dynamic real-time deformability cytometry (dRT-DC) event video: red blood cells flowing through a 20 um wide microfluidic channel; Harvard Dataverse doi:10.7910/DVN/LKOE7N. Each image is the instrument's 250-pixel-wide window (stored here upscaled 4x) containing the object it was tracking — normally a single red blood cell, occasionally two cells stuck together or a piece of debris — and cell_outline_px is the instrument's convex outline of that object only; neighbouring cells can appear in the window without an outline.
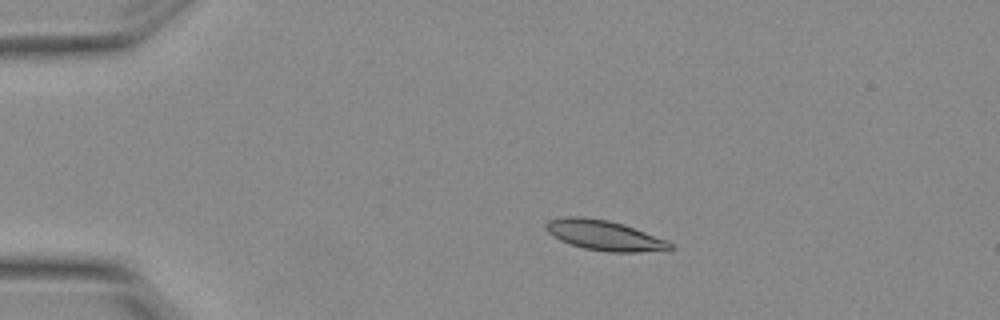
{"species": "Egyptian fruit bat (a non-hibernating species)", "species_latin": "Rousettus aegyptiacus", "temperature_condition": "warm", "stored_images_in_passage": 7, "camera_frame_rate_fps": 3000, "um_per_image_px": 0.085, "animal": {"sex": "female"}, "frame": {"image": 1, "passage_image": 3, "time_ms": 0.667, "image_size_px": [1000, 320], "cell_outline_px": [[676, 248], [636, 252], [608, 252], [584, 248], [560, 240], [552, 236], [544, 228], [544, 224], [548, 220], [564, 216], [584, 216], [608, 220], [624, 224], [668, 240]], "centroid_in_image_um": [51.34, 19.98], "position_along_channel_um": 33.7, "area_um2": 21.91}}
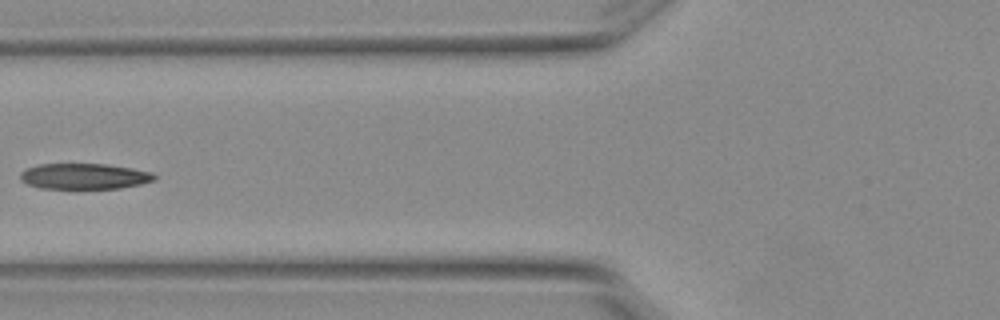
{"frame": {"image": 2, "passage_image": 6, "time_ms": 1.667, "image_size_px": [1000, 320], "cell_outline_px": [[156, 180], [140, 184], [120, 188], [76, 192], [40, 188], [28, 184], [20, 180], [20, 172], [28, 168], [40, 164], [108, 164], [132, 168], [152, 172], [156, 176]], "centroid_in_image_um": [7.15, 15.04], "position_along_channel_um": 118.6, "area_um2": 21.21}}
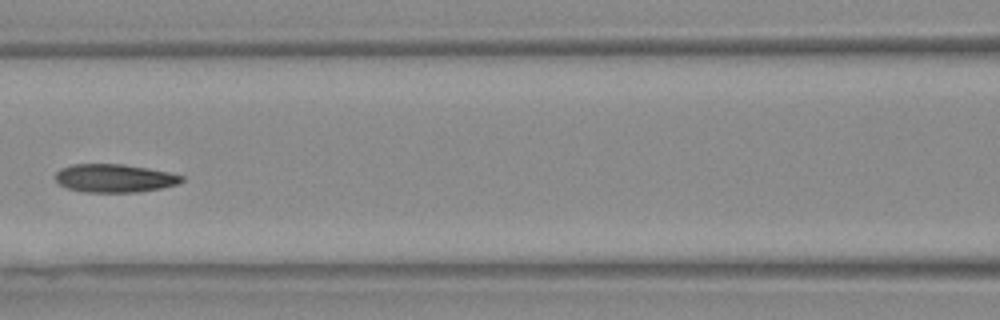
{"frame": {"image": 3, "passage_image": 7, "time_ms": 2.0, "image_size_px": [1000, 320], "cell_outline_px": [[184, 180], [176, 184], [160, 188], [140, 192], [84, 192], [68, 188], [60, 184], [56, 180], [56, 172], [60, 168], [72, 164], [124, 164], [148, 168], [168, 172], [184, 176]], "centroid_in_image_um": [9.73, 15.14], "position_along_channel_um": 156.9, "area_um2": 20.75}}